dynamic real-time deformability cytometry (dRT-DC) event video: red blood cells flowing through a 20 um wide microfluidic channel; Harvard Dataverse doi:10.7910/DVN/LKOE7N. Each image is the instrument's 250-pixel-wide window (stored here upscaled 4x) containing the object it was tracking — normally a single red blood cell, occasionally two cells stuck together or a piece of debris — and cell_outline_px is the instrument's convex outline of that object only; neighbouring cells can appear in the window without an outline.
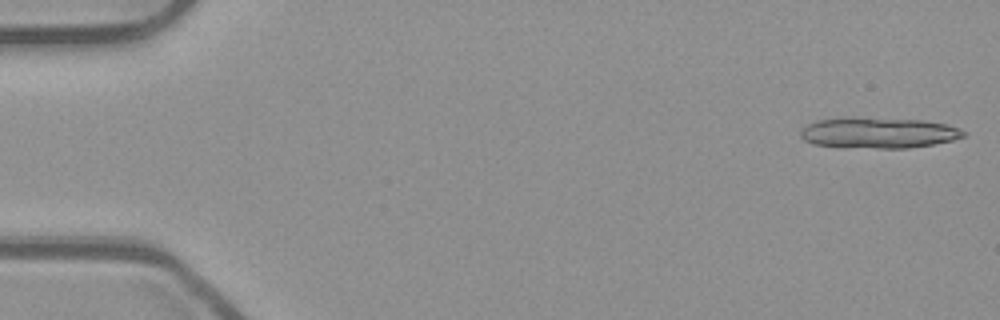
{"species": "common noctule bat (a hibernating species)", "species_latin": "Nyctalus noctula", "temperature_condition": "room temperature", "stored_images_in_passage": 13, "camera_frame_rate_fps": 3000, "um_per_image_px": 0.085, "animal": {"sex": "male", "body_mass_g": 23.1, "forearm_length_mm": 52.7}, "frame": {"image": 1, "passage_image": 1, "time_ms": 0.0, "image_size_px": [1000, 320], "cell_outline_px": [[964, 136], [952, 140], [932, 144], [908, 148], [880, 148], [816, 144], [804, 140], [800, 136], [800, 132], [808, 124], [816, 120], [844, 116], [924, 120], [944, 124], [960, 128], [964, 132]], "centroid_in_image_um": [74.66, 11.26], "position_along_channel_um": 10.3, "area_um2": 29.07}}